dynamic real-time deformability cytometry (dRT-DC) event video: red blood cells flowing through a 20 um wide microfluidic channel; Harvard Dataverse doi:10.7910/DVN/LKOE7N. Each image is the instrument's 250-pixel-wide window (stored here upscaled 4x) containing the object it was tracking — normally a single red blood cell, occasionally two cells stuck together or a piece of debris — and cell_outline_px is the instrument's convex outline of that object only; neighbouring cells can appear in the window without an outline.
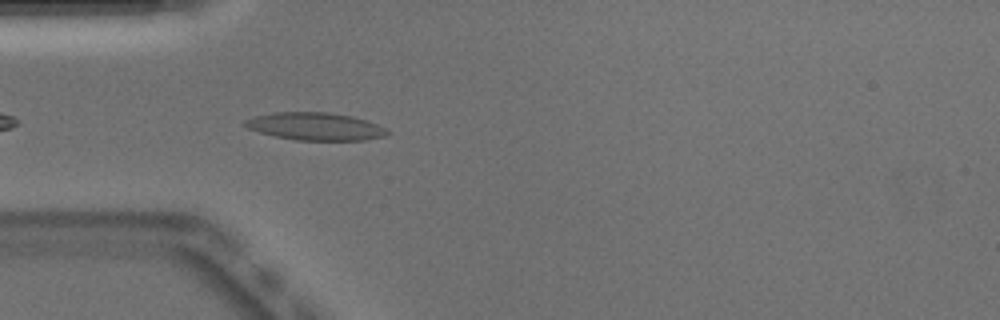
{"species": "Egyptian fruit bat (a non-hibernating species)", "species_latin": "Rousettus aegyptiacus", "temperature_condition": "warm", "stored_images_in_passage": 6, "camera_frame_rate_fps": 3000, "um_per_image_px": 0.085, "animal": {"sex": "male"}, "frame": {"image": 1, "passage_image": 3, "time_ms": 0.667, "image_size_px": [1000, 320], "cell_outline_px": [[392, 132], [384, 136], [364, 140], [296, 140], [276, 136], [260, 132], [248, 128], [244, 124], [244, 120], [252, 116], [276, 112], [328, 112], [352, 116], [368, 120]], "centroid_in_image_um": [26.81, 10.74], "position_along_channel_um": 58.2, "area_um2": 22.89}}